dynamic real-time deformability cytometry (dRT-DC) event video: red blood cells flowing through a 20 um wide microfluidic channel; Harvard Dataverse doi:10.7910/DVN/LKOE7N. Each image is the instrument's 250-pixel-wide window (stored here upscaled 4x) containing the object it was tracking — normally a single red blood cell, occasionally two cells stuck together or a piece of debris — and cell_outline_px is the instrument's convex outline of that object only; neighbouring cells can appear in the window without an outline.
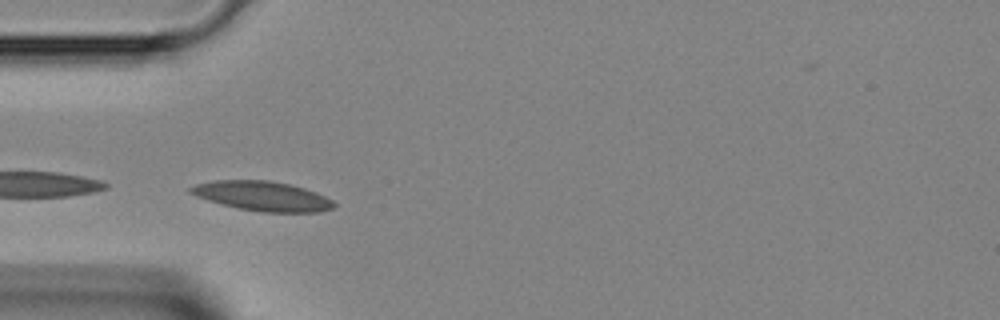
{"species": "Egyptian fruit bat (a non-hibernating species)", "species_latin": "Rousettus aegyptiacus", "temperature_condition": "room temperature", "stored_images_in_passage": 10, "camera_frame_rate_fps": 3000, "um_per_image_px": 0.085, "animal": {"sex": "female"}, "frame": {"image": 1, "passage_image": 8, "time_ms": 2.333, "image_size_px": [1000, 320], "cell_outline_px": [[336, 208], [320, 212], [260, 212], [220, 204], [196, 196], [188, 192], [188, 188], [196, 184], [216, 180], [268, 180], [288, 184], [304, 188], [316, 192], [332, 200], [336, 204]], "centroid_in_image_um": [22.32, 16.67], "position_along_channel_um": 62.7, "area_um2": 24.74}}